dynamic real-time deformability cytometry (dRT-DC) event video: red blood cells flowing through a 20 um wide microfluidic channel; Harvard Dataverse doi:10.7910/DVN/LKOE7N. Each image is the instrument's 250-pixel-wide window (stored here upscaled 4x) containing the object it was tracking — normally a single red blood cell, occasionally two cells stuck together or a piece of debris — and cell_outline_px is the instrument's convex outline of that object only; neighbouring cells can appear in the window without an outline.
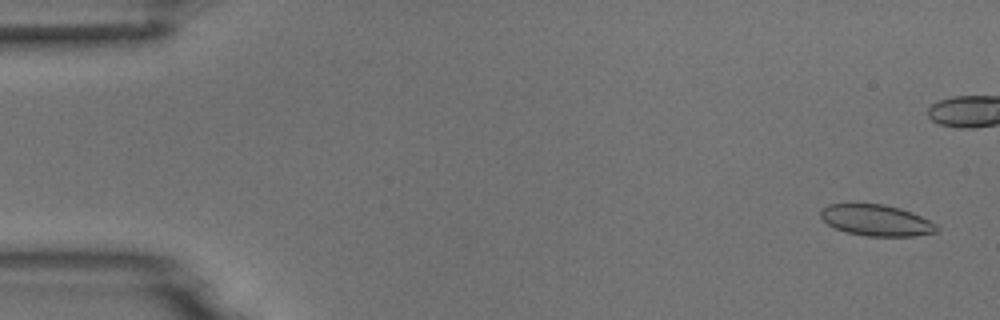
{"species": "common noctule bat (a hibernating species)", "species_latin": "Nyctalus noctula", "temperature_condition": "room temperature", "stored_images_in_passage": 8, "camera_frame_rate_fps": 3000, "um_per_image_px": 0.085, "animal": {"sex": "male", "body_mass_g": 18.8}, "frame": {"image": 1, "passage_image": 1, "time_ms": 0.0, "image_size_px": [1000, 320], "cell_outline_px": [[940, 228], [936, 232], [912, 236], [868, 236], [844, 232], [828, 224], [820, 216], [820, 212], [828, 204], [884, 204], [900, 208], [912, 212], [936, 224]], "centroid_in_image_um": [74.5, 18.73], "position_along_channel_um": 10.5, "area_um2": 20.98}}